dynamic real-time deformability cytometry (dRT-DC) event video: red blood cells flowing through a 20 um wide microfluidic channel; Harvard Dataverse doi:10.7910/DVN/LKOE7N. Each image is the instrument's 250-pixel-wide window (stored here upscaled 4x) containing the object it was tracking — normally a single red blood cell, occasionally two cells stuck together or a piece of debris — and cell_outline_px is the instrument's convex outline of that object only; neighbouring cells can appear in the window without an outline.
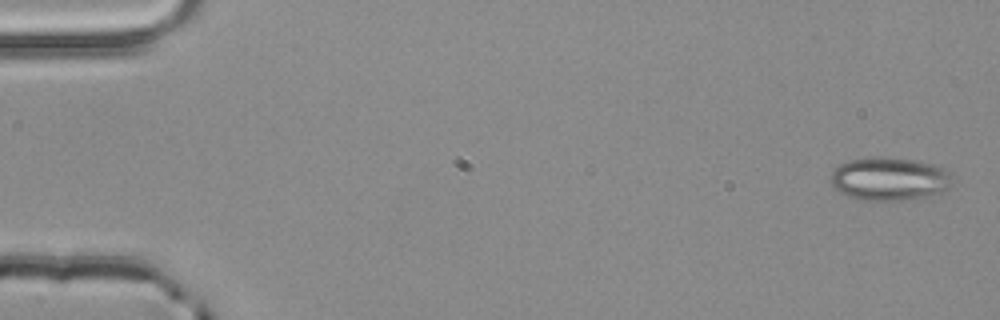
{"species": "common noctule bat (a hibernating species)", "species_latin": "Nyctalus noctula", "temperature_condition": "room temperature", "stored_images_in_passage": 5, "camera_frame_rate_fps": 3000, "um_per_image_px": 0.085, "animal": {"sex": "male", "body_mass_g": 20.4}, "frame": {"image": 1, "passage_image": 1, "time_ms": 0.0, "image_size_px": [1000, 320], "cell_outline_px": [[952, 188], [940, 192], [924, 196], [900, 200], [864, 200], [848, 196], [840, 192], [832, 184], [832, 172], [840, 164], [848, 160], [916, 160], [932, 164], [948, 172], [952, 184]], "centroid_in_image_um": [75.61, 15.25], "position_along_channel_um": 9.4, "area_um2": 29.25}}
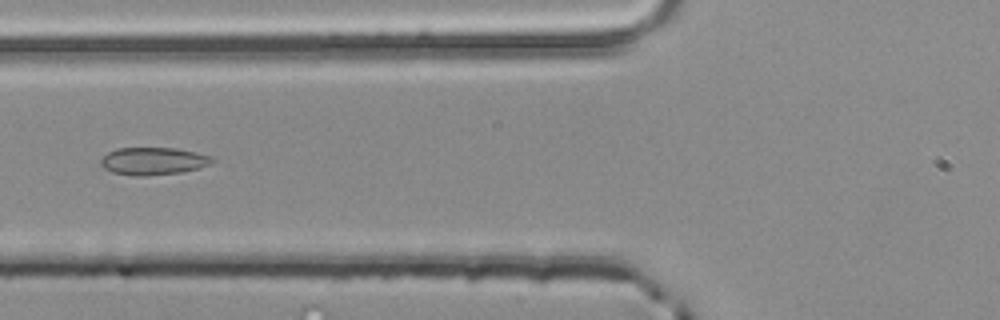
{"frame": {"image": 2, "passage_image": 5, "time_ms": 1.333, "image_size_px": [1000, 320], "cell_outline_px": [[216, 160], [212, 164], [200, 168], [184, 172], [144, 176], [136, 176], [112, 172], [104, 168], [100, 164], [100, 160], [108, 152], [116, 148], [176, 148], [196, 152], [212, 156]], "centroid_in_image_um": [13.07, 13.69], "position_along_channel_um": 112.7, "area_um2": 18.09}}